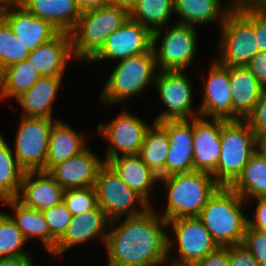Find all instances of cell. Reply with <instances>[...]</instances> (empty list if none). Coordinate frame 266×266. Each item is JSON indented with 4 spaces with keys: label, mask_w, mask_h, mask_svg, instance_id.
Segmentation results:
<instances>
[{
    "label": "cell",
    "mask_w": 266,
    "mask_h": 266,
    "mask_svg": "<svg viewBox=\"0 0 266 266\" xmlns=\"http://www.w3.org/2000/svg\"><path fill=\"white\" fill-rule=\"evenodd\" d=\"M164 228L167 221L150 207L145 213L126 217L106 237L107 266H159L168 262L173 240Z\"/></svg>",
    "instance_id": "1"
},
{
    "label": "cell",
    "mask_w": 266,
    "mask_h": 266,
    "mask_svg": "<svg viewBox=\"0 0 266 266\" xmlns=\"http://www.w3.org/2000/svg\"><path fill=\"white\" fill-rule=\"evenodd\" d=\"M20 5L49 21L59 32L71 33L82 14L77 0H22Z\"/></svg>",
    "instance_id": "24"
},
{
    "label": "cell",
    "mask_w": 266,
    "mask_h": 266,
    "mask_svg": "<svg viewBox=\"0 0 266 266\" xmlns=\"http://www.w3.org/2000/svg\"><path fill=\"white\" fill-rule=\"evenodd\" d=\"M22 0H0V9L21 4Z\"/></svg>",
    "instance_id": "51"
},
{
    "label": "cell",
    "mask_w": 266,
    "mask_h": 266,
    "mask_svg": "<svg viewBox=\"0 0 266 266\" xmlns=\"http://www.w3.org/2000/svg\"><path fill=\"white\" fill-rule=\"evenodd\" d=\"M215 60L205 83L204 99L198 109L202 117L232 120V89L230 88L229 66Z\"/></svg>",
    "instance_id": "18"
},
{
    "label": "cell",
    "mask_w": 266,
    "mask_h": 266,
    "mask_svg": "<svg viewBox=\"0 0 266 266\" xmlns=\"http://www.w3.org/2000/svg\"><path fill=\"white\" fill-rule=\"evenodd\" d=\"M26 242L11 217L5 212H0V258L30 256L22 249Z\"/></svg>",
    "instance_id": "36"
},
{
    "label": "cell",
    "mask_w": 266,
    "mask_h": 266,
    "mask_svg": "<svg viewBox=\"0 0 266 266\" xmlns=\"http://www.w3.org/2000/svg\"><path fill=\"white\" fill-rule=\"evenodd\" d=\"M257 150V136L245 119H221V156L212 174L216 182L230 187Z\"/></svg>",
    "instance_id": "5"
},
{
    "label": "cell",
    "mask_w": 266,
    "mask_h": 266,
    "mask_svg": "<svg viewBox=\"0 0 266 266\" xmlns=\"http://www.w3.org/2000/svg\"><path fill=\"white\" fill-rule=\"evenodd\" d=\"M232 120L246 119L261 95L263 85L247 66H229Z\"/></svg>",
    "instance_id": "23"
},
{
    "label": "cell",
    "mask_w": 266,
    "mask_h": 266,
    "mask_svg": "<svg viewBox=\"0 0 266 266\" xmlns=\"http://www.w3.org/2000/svg\"><path fill=\"white\" fill-rule=\"evenodd\" d=\"M234 6L248 10H266V0H234Z\"/></svg>",
    "instance_id": "47"
},
{
    "label": "cell",
    "mask_w": 266,
    "mask_h": 266,
    "mask_svg": "<svg viewBox=\"0 0 266 266\" xmlns=\"http://www.w3.org/2000/svg\"><path fill=\"white\" fill-rule=\"evenodd\" d=\"M24 173L0 133V201L18 197Z\"/></svg>",
    "instance_id": "34"
},
{
    "label": "cell",
    "mask_w": 266,
    "mask_h": 266,
    "mask_svg": "<svg viewBox=\"0 0 266 266\" xmlns=\"http://www.w3.org/2000/svg\"><path fill=\"white\" fill-rule=\"evenodd\" d=\"M220 29L221 55L218 63L224 66H247L260 52L254 32V10L233 6Z\"/></svg>",
    "instance_id": "6"
},
{
    "label": "cell",
    "mask_w": 266,
    "mask_h": 266,
    "mask_svg": "<svg viewBox=\"0 0 266 266\" xmlns=\"http://www.w3.org/2000/svg\"><path fill=\"white\" fill-rule=\"evenodd\" d=\"M128 18L126 8L109 4L83 11L71 32L74 57L89 62Z\"/></svg>",
    "instance_id": "4"
},
{
    "label": "cell",
    "mask_w": 266,
    "mask_h": 266,
    "mask_svg": "<svg viewBox=\"0 0 266 266\" xmlns=\"http://www.w3.org/2000/svg\"><path fill=\"white\" fill-rule=\"evenodd\" d=\"M174 12V0H137L128 10L129 18L152 32V46L161 38L164 25Z\"/></svg>",
    "instance_id": "28"
},
{
    "label": "cell",
    "mask_w": 266,
    "mask_h": 266,
    "mask_svg": "<svg viewBox=\"0 0 266 266\" xmlns=\"http://www.w3.org/2000/svg\"><path fill=\"white\" fill-rule=\"evenodd\" d=\"M152 48V32L130 18L110 34L101 50L89 61L124 60L148 52Z\"/></svg>",
    "instance_id": "14"
},
{
    "label": "cell",
    "mask_w": 266,
    "mask_h": 266,
    "mask_svg": "<svg viewBox=\"0 0 266 266\" xmlns=\"http://www.w3.org/2000/svg\"><path fill=\"white\" fill-rule=\"evenodd\" d=\"M196 37L195 26L184 23H177L170 30H165L159 48L152 46L159 71L184 70L191 65L196 56Z\"/></svg>",
    "instance_id": "11"
},
{
    "label": "cell",
    "mask_w": 266,
    "mask_h": 266,
    "mask_svg": "<svg viewBox=\"0 0 266 266\" xmlns=\"http://www.w3.org/2000/svg\"><path fill=\"white\" fill-rule=\"evenodd\" d=\"M247 67L257 80L266 87V53L258 52L249 62Z\"/></svg>",
    "instance_id": "44"
},
{
    "label": "cell",
    "mask_w": 266,
    "mask_h": 266,
    "mask_svg": "<svg viewBox=\"0 0 266 266\" xmlns=\"http://www.w3.org/2000/svg\"><path fill=\"white\" fill-rule=\"evenodd\" d=\"M168 190V205L162 218L170 221L179 217L198 216L220 185L212 174L193 171L159 178Z\"/></svg>",
    "instance_id": "3"
},
{
    "label": "cell",
    "mask_w": 266,
    "mask_h": 266,
    "mask_svg": "<svg viewBox=\"0 0 266 266\" xmlns=\"http://www.w3.org/2000/svg\"><path fill=\"white\" fill-rule=\"evenodd\" d=\"M167 225L173 227L179 250L171 266H193L220 247L197 216L175 218Z\"/></svg>",
    "instance_id": "10"
},
{
    "label": "cell",
    "mask_w": 266,
    "mask_h": 266,
    "mask_svg": "<svg viewBox=\"0 0 266 266\" xmlns=\"http://www.w3.org/2000/svg\"><path fill=\"white\" fill-rule=\"evenodd\" d=\"M165 129L170 146L166 159V177L193 172L194 118L159 122Z\"/></svg>",
    "instance_id": "15"
},
{
    "label": "cell",
    "mask_w": 266,
    "mask_h": 266,
    "mask_svg": "<svg viewBox=\"0 0 266 266\" xmlns=\"http://www.w3.org/2000/svg\"><path fill=\"white\" fill-rule=\"evenodd\" d=\"M42 213L50 230V253H52L57 241L67 230L73 216L63 201L50 209L42 211Z\"/></svg>",
    "instance_id": "38"
},
{
    "label": "cell",
    "mask_w": 266,
    "mask_h": 266,
    "mask_svg": "<svg viewBox=\"0 0 266 266\" xmlns=\"http://www.w3.org/2000/svg\"><path fill=\"white\" fill-rule=\"evenodd\" d=\"M258 151L266 156V133L257 137Z\"/></svg>",
    "instance_id": "50"
},
{
    "label": "cell",
    "mask_w": 266,
    "mask_h": 266,
    "mask_svg": "<svg viewBox=\"0 0 266 266\" xmlns=\"http://www.w3.org/2000/svg\"><path fill=\"white\" fill-rule=\"evenodd\" d=\"M71 58L75 57L72 36L68 32H59L50 41L30 51L27 57L41 77L64 76L66 65Z\"/></svg>",
    "instance_id": "20"
},
{
    "label": "cell",
    "mask_w": 266,
    "mask_h": 266,
    "mask_svg": "<svg viewBox=\"0 0 266 266\" xmlns=\"http://www.w3.org/2000/svg\"><path fill=\"white\" fill-rule=\"evenodd\" d=\"M55 122L48 118L21 117L13 153L25 171H45L49 137Z\"/></svg>",
    "instance_id": "9"
},
{
    "label": "cell",
    "mask_w": 266,
    "mask_h": 266,
    "mask_svg": "<svg viewBox=\"0 0 266 266\" xmlns=\"http://www.w3.org/2000/svg\"><path fill=\"white\" fill-rule=\"evenodd\" d=\"M242 245L250 251L260 266H266V232L247 225Z\"/></svg>",
    "instance_id": "39"
},
{
    "label": "cell",
    "mask_w": 266,
    "mask_h": 266,
    "mask_svg": "<svg viewBox=\"0 0 266 266\" xmlns=\"http://www.w3.org/2000/svg\"><path fill=\"white\" fill-rule=\"evenodd\" d=\"M257 206L254 213V219H248V225L257 230L266 232V198H253Z\"/></svg>",
    "instance_id": "45"
},
{
    "label": "cell",
    "mask_w": 266,
    "mask_h": 266,
    "mask_svg": "<svg viewBox=\"0 0 266 266\" xmlns=\"http://www.w3.org/2000/svg\"><path fill=\"white\" fill-rule=\"evenodd\" d=\"M2 203L14 209V215L8 214L22 232L26 241L31 237L39 238L44 248L50 253V230L41 211L28 208L17 199L5 200Z\"/></svg>",
    "instance_id": "32"
},
{
    "label": "cell",
    "mask_w": 266,
    "mask_h": 266,
    "mask_svg": "<svg viewBox=\"0 0 266 266\" xmlns=\"http://www.w3.org/2000/svg\"><path fill=\"white\" fill-rule=\"evenodd\" d=\"M146 130L139 156L159 178L166 177V159L169 152V138L166 129L153 121Z\"/></svg>",
    "instance_id": "30"
},
{
    "label": "cell",
    "mask_w": 266,
    "mask_h": 266,
    "mask_svg": "<svg viewBox=\"0 0 266 266\" xmlns=\"http://www.w3.org/2000/svg\"><path fill=\"white\" fill-rule=\"evenodd\" d=\"M159 73L152 82L158 87L161 101L167 107V110L158 114L159 116L154 121L193 119L200 116L192 112L191 83L183 70H160Z\"/></svg>",
    "instance_id": "12"
},
{
    "label": "cell",
    "mask_w": 266,
    "mask_h": 266,
    "mask_svg": "<svg viewBox=\"0 0 266 266\" xmlns=\"http://www.w3.org/2000/svg\"><path fill=\"white\" fill-rule=\"evenodd\" d=\"M30 51L14 35L9 24L0 16V73L8 66L27 59Z\"/></svg>",
    "instance_id": "35"
},
{
    "label": "cell",
    "mask_w": 266,
    "mask_h": 266,
    "mask_svg": "<svg viewBox=\"0 0 266 266\" xmlns=\"http://www.w3.org/2000/svg\"><path fill=\"white\" fill-rule=\"evenodd\" d=\"M157 69L152 48L148 52L120 60L103 87L101 101L109 105L140 94L155 80Z\"/></svg>",
    "instance_id": "7"
},
{
    "label": "cell",
    "mask_w": 266,
    "mask_h": 266,
    "mask_svg": "<svg viewBox=\"0 0 266 266\" xmlns=\"http://www.w3.org/2000/svg\"><path fill=\"white\" fill-rule=\"evenodd\" d=\"M254 32L259 50L266 53V10H254Z\"/></svg>",
    "instance_id": "42"
},
{
    "label": "cell",
    "mask_w": 266,
    "mask_h": 266,
    "mask_svg": "<svg viewBox=\"0 0 266 266\" xmlns=\"http://www.w3.org/2000/svg\"><path fill=\"white\" fill-rule=\"evenodd\" d=\"M88 148L67 161L53 166L48 173L64 189L95 186L96 177L104 161Z\"/></svg>",
    "instance_id": "19"
},
{
    "label": "cell",
    "mask_w": 266,
    "mask_h": 266,
    "mask_svg": "<svg viewBox=\"0 0 266 266\" xmlns=\"http://www.w3.org/2000/svg\"><path fill=\"white\" fill-rule=\"evenodd\" d=\"M229 266H260L255 257L242 244L228 246Z\"/></svg>",
    "instance_id": "41"
},
{
    "label": "cell",
    "mask_w": 266,
    "mask_h": 266,
    "mask_svg": "<svg viewBox=\"0 0 266 266\" xmlns=\"http://www.w3.org/2000/svg\"><path fill=\"white\" fill-rule=\"evenodd\" d=\"M87 149L83 137L60 120H55L49 137L45 172Z\"/></svg>",
    "instance_id": "27"
},
{
    "label": "cell",
    "mask_w": 266,
    "mask_h": 266,
    "mask_svg": "<svg viewBox=\"0 0 266 266\" xmlns=\"http://www.w3.org/2000/svg\"><path fill=\"white\" fill-rule=\"evenodd\" d=\"M36 174L37 179H33ZM64 191L48 172L28 171L23 175L16 199L24 206L42 212L61 203Z\"/></svg>",
    "instance_id": "21"
},
{
    "label": "cell",
    "mask_w": 266,
    "mask_h": 266,
    "mask_svg": "<svg viewBox=\"0 0 266 266\" xmlns=\"http://www.w3.org/2000/svg\"><path fill=\"white\" fill-rule=\"evenodd\" d=\"M230 187L243 199L266 198V156L257 150Z\"/></svg>",
    "instance_id": "31"
},
{
    "label": "cell",
    "mask_w": 266,
    "mask_h": 266,
    "mask_svg": "<svg viewBox=\"0 0 266 266\" xmlns=\"http://www.w3.org/2000/svg\"><path fill=\"white\" fill-rule=\"evenodd\" d=\"M107 223H110V219L99 206L86 213L73 216L67 230L57 241L55 250L51 255L56 257L57 255L62 254V252L67 251L69 248L74 247L79 243L82 244L87 240H91L93 237H98L99 235H101L100 238L105 245L108 232L103 229L108 225Z\"/></svg>",
    "instance_id": "22"
},
{
    "label": "cell",
    "mask_w": 266,
    "mask_h": 266,
    "mask_svg": "<svg viewBox=\"0 0 266 266\" xmlns=\"http://www.w3.org/2000/svg\"><path fill=\"white\" fill-rule=\"evenodd\" d=\"M107 163L115 170L123 182L141 195L149 204L150 188L159 181L142 161L139 155H122L110 159Z\"/></svg>",
    "instance_id": "25"
},
{
    "label": "cell",
    "mask_w": 266,
    "mask_h": 266,
    "mask_svg": "<svg viewBox=\"0 0 266 266\" xmlns=\"http://www.w3.org/2000/svg\"><path fill=\"white\" fill-rule=\"evenodd\" d=\"M137 0H107V4L121 6L129 10Z\"/></svg>",
    "instance_id": "49"
},
{
    "label": "cell",
    "mask_w": 266,
    "mask_h": 266,
    "mask_svg": "<svg viewBox=\"0 0 266 266\" xmlns=\"http://www.w3.org/2000/svg\"><path fill=\"white\" fill-rule=\"evenodd\" d=\"M63 203L72 216L91 211L98 206L96 189L94 186L66 189L63 194Z\"/></svg>",
    "instance_id": "37"
},
{
    "label": "cell",
    "mask_w": 266,
    "mask_h": 266,
    "mask_svg": "<svg viewBox=\"0 0 266 266\" xmlns=\"http://www.w3.org/2000/svg\"><path fill=\"white\" fill-rule=\"evenodd\" d=\"M220 5L222 6L220 0H174V12L182 17L178 23L196 26L195 24H208L218 18L221 26L234 6V0L223 9Z\"/></svg>",
    "instance_id": "29"
},
{
    "label": "cell",
    "mask_w": 266,
    "mask_h": 266,
    "mask_svg": "<svg viewBox=\"0 0 266 266\" xmlns=\"http://www.w3.org/2000/svg\"><path fill=\"white\" fill-rule=\"evenodd\" d=\"M193 266H229L228 246L219 247Z\"/></svg>",
    "instance_id": "43"
},
{
    "label": "cell",
    "mask_w": 266,
    "mask_h": 266,
    "mask_svg": "<svg viewBox=\"0 0 266 266\" xmlns=\"http://www.w3.org/2000/svg\"><path fill=\"white\" fill-rule=\"evenodd\" d=\"M31 256H14L0 258V266H34Z\"/></svg>",
    "instance_id": "46"
},
{
    "label": "cell",
    "mask_w": 266,
    "mask_h": 266,
    "mask_svg": "<svg viewBox=\"0 0 266 266\" xmlns=\"http://www.w3.org/2000/svg\"><path fill=\"white\" fill-rule=\"evenodd\" d=\"M0 16L29 51L35 50L59 33L49 21L29 13L20 4L0 9Z\"/></svg>",
    "instance_id": "17"
},
{
    "label": "cell",
    "mask_w": 266,
    "mask_h": 266,
    "mask_svg": "<svg viewBox=\"0 0 266 266\" xmlns=\"http://www.w3.org/2000/svg\"><path fill=\"white\" fill-rule=\"evenodd\" d=\"M77 3L83 12L106 5L107 0H77Z\"/></svg>",
    "instance_id": "48"
},
{
    "label": "cell",
    "mask_w": 266,
    "mask_h": 266,
    "mask_svg": "<svg viewBox=\"0 0 266 266\" xmlns=\"http://www.w3.org/2000/svg\"><path fill=\"white\" fill-rule=\"evenodd\" d=\"M62 77H40L37 82L17 98L25 117L52 119V102L61 84Z\"/></svg>",
    "instance_id": "26"
},
{
    "label": "cell",
    "mask_w": 266,
    "mask_h": 266,
    "mask_svg": "<svg viewBox=\"0 0 266 266\" xmlns=\"http://www.w3.org/2000/svg\"><path fill=\"white\" fill-rule=\"evenodd\" d=\"M149 126L139 117L129 114V112H121L106 125L99 124V132L110 141L103 161L107 162L118 157L119 151L122 155H139Z\"/></svg>",
    "instance_id": "13"
},
{
    "label": "cell",
    "mask_w": 266,
    "mask_h": 266,
    "mask_svg": "<svg viewBox=\"0 0 266 266\" xmlns=\"http://www.w3.org/2000/svg\"><path fill=\"white\" fill-rule=\"evenodd\" d=\"M244 201L231 187L220 186L197 216L220 247L242 244L248 225Z\"/></svg>",
    "instance_id": "2"
},
{
    "label": "cell",
    "mask_w": 266,
    "mask_h": 266,
    "mask_svg": "<svg viewBox=\"0 0 266 266\" xmlns=\"http://www.w3.org/2000/svg\"><path fill=\"white\" fill-rule=\"evenodd\" d=\"M245 120L257 137L266 133V87L262 89L256 106Z\"/></svg>",
    "instance_id": "40"
},
{
    "label": "cell",
    "mask_w": 266,
    "mask_h": 266,
    "mask_svg": "<svg viewBox=\"0 0 266 266\" xmlns=\"http://www.w3.org/2000/svg\"><path fill=\"white\" fill-rule=\"evenodd\" d=\"M41 77L28 59L6 67L0 73V99H17Z\"/></svg>",
    "instance_id": "33"
},
{
    "label": "cell",
    "mask_w": 266,
    "mask_h": 266,
    "mask_svg": "<svg viewBox=\"0 0 266 266\" xmlns=\"http://www.w3.org/2000/svg\"><path fill=\"white\" fill-rule=\"evenodd\" d=\"M95 189L97 204L110 219L111 226L121 218L145 213L151 205L136 191L127 186L115 170L104 162L97 173ZM138 203L142 209L135 208Z\"/></svg>",
    "instance_id": "8"
},
{
    "label": "cell",
    "mask_w": 266,
    "mask_h": 266,
    "mask_svg": "<svg viewBox=\"0 0 266 266\" xmlns=\"http://www.w3.org/2000/svg\"><path fill=\"white\" fill-rule=\"evenodd\" d=\"M221 156V119L194 118L193 171L213 174Z\"/></svg>",
    "instance_id": "16"
}]
</instances>
